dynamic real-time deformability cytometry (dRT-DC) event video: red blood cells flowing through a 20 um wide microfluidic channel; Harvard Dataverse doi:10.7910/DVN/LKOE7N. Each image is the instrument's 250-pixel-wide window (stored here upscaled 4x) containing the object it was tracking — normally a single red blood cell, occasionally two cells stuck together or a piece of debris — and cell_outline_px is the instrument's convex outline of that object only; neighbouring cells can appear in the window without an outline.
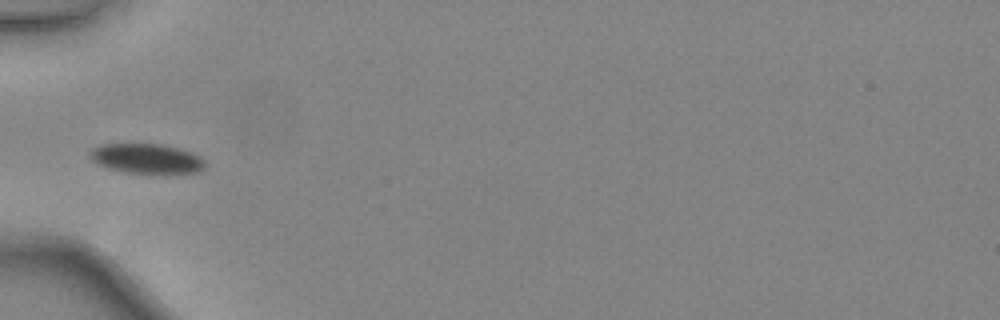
{"species": "common noctule bat (a hibernating species)", "species_latin": "Nyctalus noctula", "temperature_condition": "warm", "stored_images_in_passage": 31, "camera_frame_rate_fps": 3000, "um_per_image_px": 0.085, "animal": {"sex": "female", "body_mass_g": 24.6, "forearm_length_mm": 56.2}, "frame": {"image": 1, "passage_image": 1, "time_ms": 0.0, "image_size_px": [1000, 320], "cell_outline_px": [[208, 164], [204, 168], [196, 172], [124, 172], [108, 168], [96, 164], [88, 156], [88, 152], [92, 148], [100, 144], [160, 144], [180, 148], [192, 152], [200, 156]], "centroid_in_image_um": [12.43, 13.46], "position_along_channel_um": 72.6, "area_um2": 19.94}}
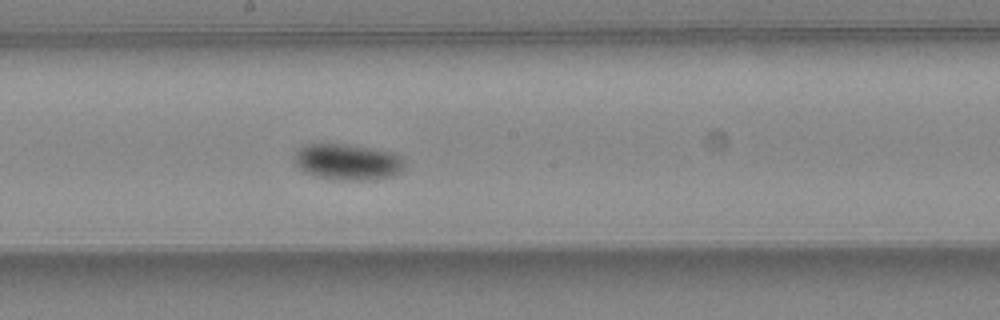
{"frame": {"image": 2, "passage_image": 11, "time_ms": 3.333, "image_size_px": [1000, 320], "cell_outline_px": [[404, 168], [400, 172], [392, 176], [372, 180], [332, 180], [316, 176], [304, 172], [296, 164], [296, 152], [304, 144], [348, 144], [396, 152], [404, 156]], "centroid_in_image_um": [29.61, 13.77], "position_along_channel_um": 218.6, "area_um2": 23.52}}
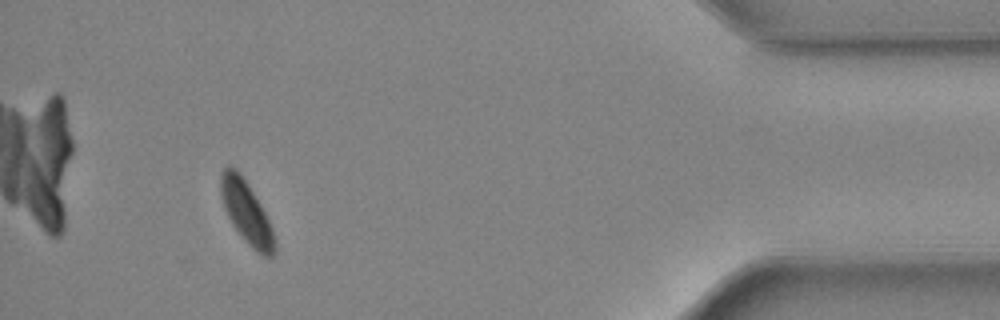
{"frame": {"image": 3, "passage_image": 28, "time_ms": 9.0, "image_size_px": [1000, 320], "cell_outline_px": [[276, 248], [272, 256], [264, 256], [256, 252], [248, 244], [232, 224], [228, 216], [220, 192], [220, 176], [224, 168], [228, 164], [236, 168], [240, 172], [248, 184], [260, 204], [272, 228], [276, 240]], "centroid_in_image_um": [20.95, 18.03], "position_along_channel_um": 414.3, "area_um2": 19.42}}